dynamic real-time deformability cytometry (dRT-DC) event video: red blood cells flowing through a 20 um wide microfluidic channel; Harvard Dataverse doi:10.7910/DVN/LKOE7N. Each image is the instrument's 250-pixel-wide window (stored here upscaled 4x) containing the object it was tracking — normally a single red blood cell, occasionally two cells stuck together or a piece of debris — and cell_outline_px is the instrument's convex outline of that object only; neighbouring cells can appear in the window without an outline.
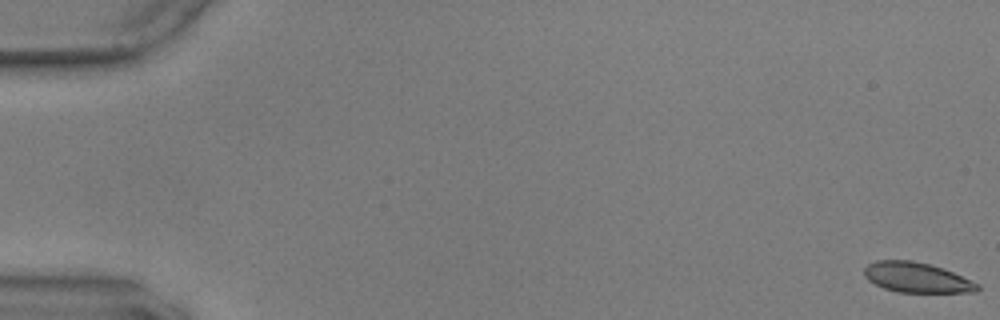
{"species": "common noctule bat (a hibernating species)", "species_latin": "Nyctalus noctula", "temperature_condition": "warm", "stored_images_in_passage": 57, "camera_frame_rate_fps": 3000, "um_per_image_px": 0.085, "animal": {"sex": "male", "body_mass_g": 17.9, "forearm_length_mm": 54.2}, "frame": {"image": 1, "passage_image": 1, "time_ms": 0.0, "image_size_px": [1000, 320], "cell_outline_px": [[980, 288], [976, 292], [900, 292], [884, 288], [868, 280], [864, 276], [864, 268], [868, 264], [876, 260], [912, 260], [928, 264], [952, 272], [980, 284]], "centroid_in_image_um": [77.91, 23.59], "position_along_channel_um": 7.1, "area_um2": 19.65}}
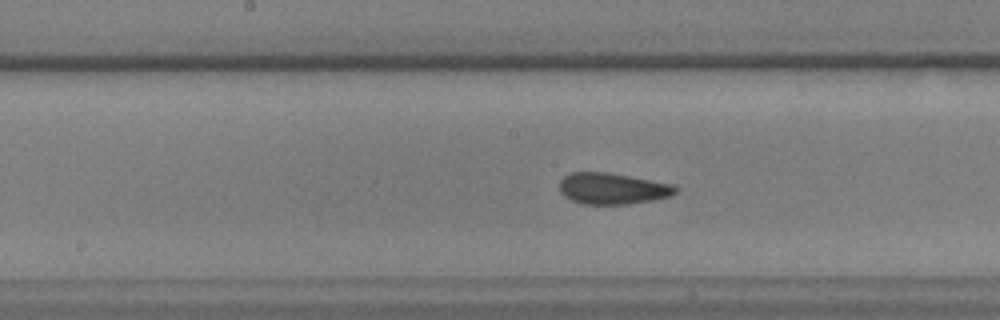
{"frame": {"image": 2, "passage_image": 30, "time_ms": 9.667, "image_size_px": [1000, 320], "cell_outline_px": [[680, 188], [672, 196], [652, 200], [628, 204], [584, 204], [572, 200], [564, 196], [560, 192], [560, 180], [568, 172], [608, 172], [672, 184]], "centroid_in_image_um": [52.06, 16.02], "position_along_channel_um": 196.1, "area_um2": 21.21}}
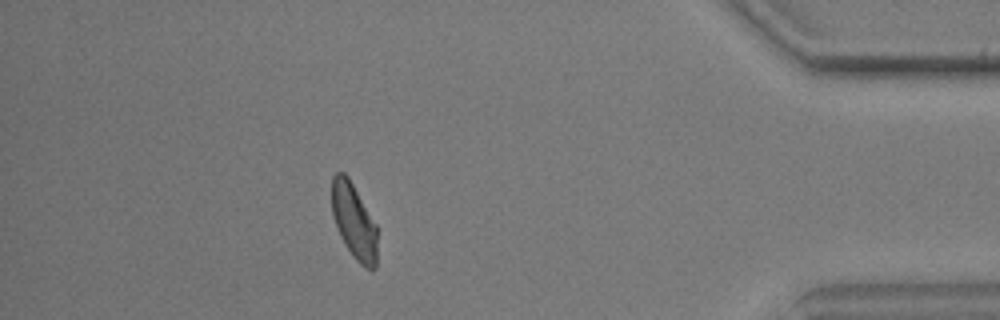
{"frame": {"image": 3, "passage_image": 51, "time_ms": 16.667, "image_size_px": [1000, 320], "cell_outline_px": [[376, 268], [364, 268], [352, 256], [344, 244], [336, 228], [332, 216], [332, 176], [336, 172], [344, 172], [348, 176], [376, 224]], "centroid_in_image_um": [30.06, 18.8], "position_along_channel_um": 405.1, "area_um2": 20.0}, "authors_computed_cell_mechanics": {"area_um2": 20.8658, "velocity_mm_per_s": 3.5883, "shape_relaxation_time_tau1_ms": 5.5021, "shape_relaxation_time_tau2_ms": 1.6673, "deformation_change_tau1": 0.1299, "deformation_change_tau2": 0.059}}